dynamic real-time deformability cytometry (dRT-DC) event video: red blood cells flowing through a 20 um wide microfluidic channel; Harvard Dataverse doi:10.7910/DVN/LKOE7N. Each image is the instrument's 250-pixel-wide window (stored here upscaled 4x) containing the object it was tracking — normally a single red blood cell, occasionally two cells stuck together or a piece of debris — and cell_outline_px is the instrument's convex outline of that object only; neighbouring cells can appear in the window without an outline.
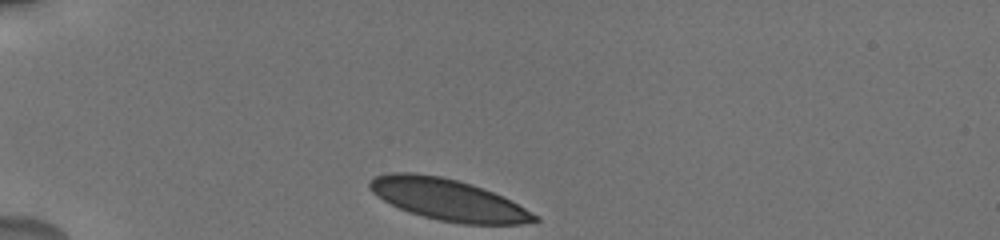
{"species": "human", "species_latin": "Homo sapiens", "temperature_condition": "cold", "stored_images_in_passage": 27, "camera_frame_rate_fps": 3000, "um_per_image_px": 0.085, "donor": {"sex": "male"}, "frame": {"image": 1, "passage_image": 1, "time_ms": 0.0, "image_size_px": [1000, 240], "cell_outline_px": [[540, 220], [520, 224], [460, 224], [440, 220], [408, 212], [376, 196], [368, 188], [368, 180], [376, 176], [388, 172], [416, 172], [440, 176], [472, 184], [492, 192], [540, 216]], "centroid_in_image_um": [38.03, 16.96], "position_along_channel_um": 47.0, "area_um2": 39.59}}
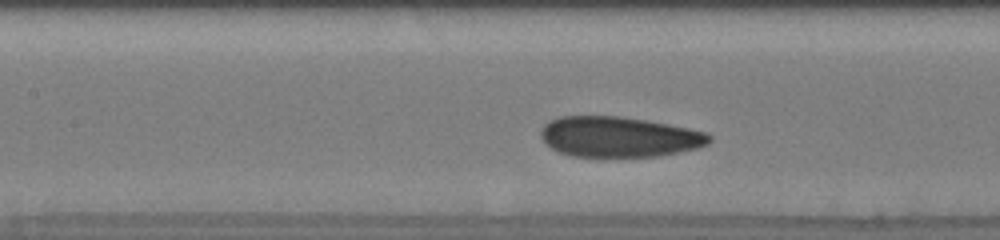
{"frame": {"image": 2, "passage_image": 12, "time_ms": 4.0, "image_size_px": [1000, 240], "cell_outline_px": [[712, 140], [708, 144], [696, 148], [656, 156], [568, 156], [556, 152], [540, 136], [540, 132], [544, 124], [560, 116], [620, 116], [668, 124], [708, 132], [712, 136]], "centroid_in_image_um": [52.6, 11.63], "position_along_channel_um": 154.8, "area_um2": 39.54}}
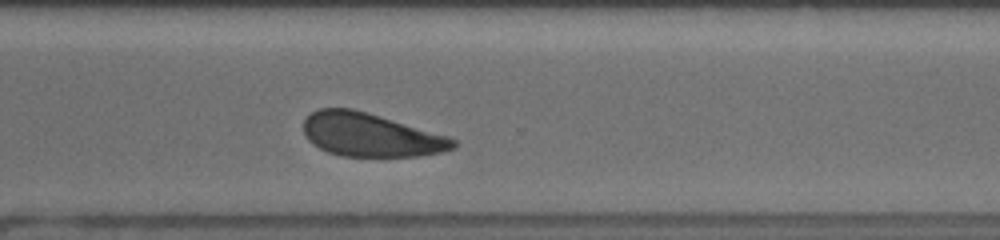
{"frame": {"image": 3, "passage_image": 27, "time_ms": 9.0, "image_size_px": [1000, 240], "cell_outline_px": [[456, 148], [440, 152], [420, 156], [340, 156], [328, 152], [312, 144], [308, 140], [304, 132], [304, 120], [312, 112], [320, 108], [352, 108], [368, 112], [448, 136], [456, 140]], "centroid_in_image_um": [31.5, 11.46], "position_along_channel_um": 339.1, "area_um2": 37.86}}